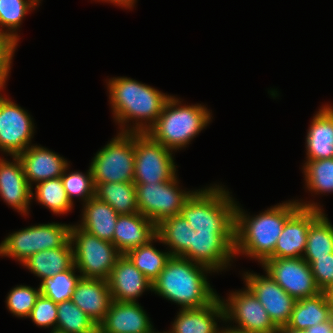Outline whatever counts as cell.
<instances>
[{
    "instance_id": "1",
    "label": "cell",
    "mask_w": 333,
    "mask_h": 333,
    "mask_svg": "<svg viewBox=\"0 0 333 333\" xmlns=\"http://www.w3.org/2000/svg\"><path fill=\"white\" fill-rule=\"evenodd\" d=\"M300 208L298 202H285L249 218L235 208L234 254L245 253L263 263L273 253L285 222Z\"/></svg>"
},
{
    "instance_id": "2",
    "label": "cell",
    "mask_w": 333,
    "mask_h": 333,
    "mask_svg": "<svg viewBox=\"0 0 333 333\" xmlns=\"http://www.w3.org/2000/svg\"><path fill=\"white\" fill-rule=\"evenodd\" d=\"M206 271L212 270L181 256H171L152 283L151 291L181 305V309L207 306L218 295L209 285L203 273Z\"/></svg>"
},
{
    "instance_id": "3",
    "label": "cell",
    "mask_w": 333,
    "mask_h": 333,
    "mask_svg": "<svg viewBox=\"0 0 333 333\" xmlns=\"http://www.w3.org/2000/svg\"><path fill=\"white\" fill-rule=\"evenodd\" d=\"M108 83L110 102L114 118L118 123L125 124L127 120L135 118L137 121L140 118V120L150 121L149 125L136 122L133 129L132 127L129 130L122 129L121 132L146 133L154 125L170 97L127 77L113 78Z\"/></svg>"
},
{
    "instance_id": "4",
    "label": "cell",
    "mask_w": 333,
    "mask_h": 333,
    "mask_svg": "<svg viewBox=\"0 0 333 333\" xmlns=\"http://www.w3.org/2000/svg\"><path fill=\"white\" fill-rule=\"evenodd\" d=\"M179 102L170 96L162 113L146 132L154 141L171 151L189 144L211 119L210 112L203 105L180 107Z\"/></svg>"
},
{
    "instance_id": "5",
    "label": "cell",
    "mask_w": 333,
    "mask_h": 333,
    "mask_svg": "<svg viewBox=\"0 0 333 333\" xmlns=\"http://www.w3.org/2000/svg\"><path fill=\"white\" fill-rule=\"evenodd\" d=\"M235 208L229 192L216 186L195 191L180 215L198 232H235Z\"/></svg>"
},
{
    "instance_id": "6",
    "label": "cell",
    "mask_w": 333,
    "mask_h": 333,
    "mask_svg": "<svg viewBox=\"0 0 333 333\" xmlns=\"http://www.w3.org/2000/svg\"><path fill=\"white\" fill-rule=\"evenodd\" d=\"M73 244L74 265L82 278L108 280L117 259L122 255L115 245L83 230L79 226L70 229Z\"/></svg>"
},
{
    "instance_id": "7",
    "label": "cell",
    "mask_w": 333,
    "mask_h": 333,
    "mask_svg": "<svg viewBox=\"0 0 333 333\" xmlns=\"http://www.w3.org/2000/svg\"><path fill=\"white\" fill-rule=\"evenodd\" d=\"M134 163V133L121 132L92 160L90 167L95 187L106 182H133Z\"/></svg>"
},
{
    "instance_id": "8",
    "label": "cell",
    "mask_w": 333,
    "mask_h": 333,
    "mask_svg": "<svg viewBox=\"0 0 333 333\" xmlns=\"http://www.w3.org/2000/svg\"><path fill=\"white\" fill-rule=\"evenodd\" d=\"M177 185L176 175L161 183H135L139 212L156 225L165 218L180 214L194 192L180 191Z\"/></svg>"
},
{
    "instance_id": "9",
    "label": "cell",
    "mask_w": 333,
    "mask_h": 333,
    "mask_svg": "<svg viewBox=\"0 0 333 333\" xmlns=\"http://www.w3.org/2000/svg\"><path fill=\"white\" fill-rule=\"evenodd\" d=\"M134 183H161L176 174L172 151L147 133H134Z\"/></svg>"
},
{
    "instance_id": "10",
    "label": "cell",
    "mask_w": 333,
    "mask_h": 333,
    "mask_svg": "<svg viewBox=\"0 0 333 333\" xmlns=\"http://www.w3.org/2000/svg\"><path fill=\"white\" fill-rule=\"evenodd\" d=\"M268 274L296 301L317 296V287L310 265L302 258H268L262 263Z\"/></svg>"
},
{
    "instance_id": "11",
    "label": "cell",
    "mask_w": 333,
    "mask_h": 333,
    "mask_svg": "<svg viewBox=\"0 0 333 333\" xmlns=\"http://www.w3.org/2000/svg\"><path fill=\"white\" fill-rule=\"evenodd\" d=\"M228 301H223L224 320L234 319L239 324L238 327L232 329L245 333L279 332L280 329L273 323L263 305L248 288L234 292Z\"/></svg>"
},
{
    "instance_id": "12",
    "label": "cell",
    "mask_w": 333,
    "mask_h": 333,
    "mask_svg": "<svg viewBox=\"0 0 333 333\" xmlns=\"http://www.w3.org/2000/svg\"><path fill=\"white\" fill-rule=\"evenodd\" d=\"M235 232H198L193 230L191 247L182 256L215 272L224 269L234 257Z\"/></svg>"
},
{
    "instance_id": "13",
    "label": "cell",
    "mask_w": 333,
    "mask_h": 333,
    "mask_svg": "<svg viewBox=\"0 0 333 333\" xmlns=\"http://www.w3.org/2000/svg\"><path fill=\"white\" fill-rule=\"evenodd\" d=\"M30 115L0 95V149L12 156L25 151L33 134Z\"/></svg>"
},
{
    "instance_id": "14",
    "label": "cell",
    "mask_w": 333,
    "mask_h": 333,
    "mask_svg": "<svg viewBox=\"0 0 333 333\" xmlns=\"http://www.w3.org/2000/svg\"><path fill=\"white\" fill-rule=\"evenodd\" d=\"M298 203L300 208L285 222L274 253L269 258L303 257L302 252H305L309 227L322 211L317 204Z\"/></svg>"
},
{
    "instance_id": "15",
    "label": "cell",
    "mask_w": 333,
    "mask_h": 333,
    "mask_svg": "<svg viewBox=\"0 0 333 333\" xmlns=\"http://www.w3.org/2000/svg\"><path fill=\"white\" fill-rule=\"evenodd\" d=\"M244 276L246 288L263 305L273 323L279 329L286 326L290 321L296 300L286 293L268 274L267 276H259L246 272Z\"/></svg>"
},
{
    "instance_id": "16",
    "label": "cell",
    "mask_w": 333,
    "mask_h": 333,
    "mask_svg": "<svg viewBox=\"0 0 333 333\" xmlns=\"http://www.w3.org/2000/svg\"><path fill=\"white\" fill-rule=\"evenodd\" d=\"M107 281L112 299L117 302H136L144 290H152V283L125 254L117 259Z\"/></svg>"
},
{
    "instance_id": "17",
    "label": "cell",
    "mask_w": 333,
    "mask_h": 333,
    "mask_svg": "<svg viewBox=\"0 0 333 333\" xmlns=\"http://www.w3.org/2000/svg\"><path fill=\"white\" fill-rule=\"evenodd\" d=\"M151 325L145 311L137 302L111 303L109 311L98 325V333H151Z\"/></svg>"
},
{
    "instance_id": "18",
    "label": "cell",
    "mask_w": 333,
    "mask_h": 333,
    "mask_svg": "<svg viewBox=\"0 0 333 333\" xmlns=\"http://www.w3.org/2000/svg\"><path fill=\"white\" fill-rule=\"evenodd\" d=\"M12 157L14 163L0 159V196L8 205L25 215L34 194L20 159L18 156Z\"/></svg>"
},
{
    "instance_id": "19",
    "label": "cell",
    "mask_w": 333,
    "mask_h": 333,
    "mask_svg": "<svg viewBox=\"0 0 333 333\" xmlns=\"http://www.w3.org/2000/svg\"><path fill=\"white\" fill-rule=\"evenodd\" d=\"M71 301L99 325L113 302L108 281L81 277Z\"/></svg>"
},
{
    "instance_id": "20",
    "label": "cell",
    "mask_w": 333,
    "mask_h": 333,
    "mask_svg": "<svg viewBox=\"0 0 333 333\" xmlns=\"http://www.w3.org/2000/svg\"><path fill=\"white\" fill-rule=\"evenodd\" d=\"M17 156L30 186L32 181L38 184L48 179L61 177L65 168L68 167L64 158L40 146L31 145Z\"/></svg>"
},
{
    "instance_id": "21",
    "label": "cell",
    "mask_w": 333,
    "mask_h": 333,
    "mask_svg": "<svg viewBox=\"0 0 333 333\" xmlns=\"http://www.w3.org/2000/svg\"><path fill=\"white\" fill-rule=\"evenodd\" d=\"M156 236V224L140 212L118 216L113 244L122 254L147 244Z\"/></svg>"
},
{
    "instance_id": "22",
    "label": "cell",
    "mask_w": 333,
    "mask_h": 333,
    "mask_svg": "<svg viewBox=\"0 0 333 333\" xmlns=\"http://www.w3.org/2000/svg\"><path fill=\"white\" fill-rule=\"evenodd\" d=\"M215 317L224 321L223 300L219 296L201 308L181 309L170 333H221Z\"/></svg>"
},
{
    "instance_id": "23",
    "label": "cell",
    "mask_w": 333,
    "mask_h": 333,
    "mask_svg": "<svg viewBox=\"0 0 333 333\" xmlns=\"http://www.w3.org/2000/svg\"><path fill=\"white\" fill-rule=\"evenodd\" d=\"M308 160L333 158V107L324 106L314 116L306 138Z\"/></svg>"
},
{
    "instance_id": "24",
    "label": "cell",
    "mask_w": 333,
    "mask_h": 333,
    "mask_svg": "<svg viewBox=\"0 0 333 333\" xmlns=\"http://www.w3.org/2000/svg\"><path fill=\"white\" fill-rule=\"evenodd\" d=\"M84 206L82 223L78 226L100 239L113 243L115 225L120 214L96 196L90 198Z\"/></svg>"
},
{
    "instance_id": "25",
    "label": "cell",
    "mask_w": 333,
    "mask_h": 333,
    "mask_svg": "<svg viewBox=\"0 0 333 333\" xmlns=\"http://www.w3.org/2000/svg\"><path fill=\"white\" fill-rule=\"evenodd\" d=\"M23 264L42 280L72 268L74 255L70 239L62 247L34 253Z\"/></svg>"
},
{
    "instance_id": "26",
    "label": "cell",
    "mask_w": 333,
    "mask_h": 333,
    "mask_svg": "<svg viewBox=\"0 0 333 333\" xmlns=\"http://www.w3.org/2000/svg\"><path fill=\"white\" fill-rule=\"evenodd\" d=\"M333 310L325 292L295 302L289 323L283 328L305 331L307 328L329 320Z\"/></svg>"
},
{
    "instance_id": "27",
    "label": "cell",
    "mask_w": 333,
    "mask_h": 333,
    "mask_svg": "<svg viewBox=\"0 0 333 333\" xmlns=\"http://www.w3.org/2000/svg\"><path fill=\"white\" fill-rule=\"evenodd\" d=\"M193 229L180 214L163 219L156 225V239L172 248L171 256H183L191 247Z\"/></svg>"
},
{
    "instance_id": "28",
    "label": "cell",
    "mask_w": 333,
    "mask_h": 333,
    "mask_svg": "<svg viewBox=\"0 0 333 333\" xmlns=\"http://www.w3.org/2000/svg\"><path fill=\"white\" fill-rule=\"evenodd\" d=\"M95 196L111 205L118 214L139 212L134 182H106L95 187Z\"/></svg>"
},
{
    "instance_id": "29",
    "label": "cell",
    "mask_w": 333,
    "mask_h": 333,
    "mask_svg": "<svg viewBox=\"0 0 333 333\" xmlns=\"http://www.w3.org/2000/svg\"><path fill=\"white\" fill-rule=\"evenodd\" d=\"M155 239L156 236L147 244L133 248L125 254L151 283L158 278L171 257L169 252H160L152 246L151 242Z\"/></svg>"
},
{
    "instance_id": "30",
    "label": "cell",
    "mask_w": 333,
    "mask_h": 333,
    "mask_svg": "<svg viewBox=\"0 0 333 333\" xmlns=\"http://www.w3.org/2000/svg\"><path fill=\"white\" fill-rule=\"evenodd\" d=\"M56 330L64 333H98V325L68 300L57 304Z\"/></svg>"
},
{
    "instance_id": "31",
    "label": "cell",
    "mask_w": 333,
    "mask_h": 333,
    "mask_svg": "<svg viewBox=\"0 0 333 333\" xmlns=\"http://www.w3.org/2000/svg\"><path fill=\"white\" fill-rule=\"evenodd\" d=\"M303 257H323L333 253V225L321 214L309 227Z\"/></svg>"
},
{
    "instance_id": "32",
    "label": "cell",
    "mask_w": 333,
    "mask_h": 333,
    "mask_svg": "<svg viewBox=\"0 0 333 333\" xmlns=\"http://www.w3.org/2000/svg\"><path fill=\"white\" fill-rule=\"evenodd\" d=\"M35 193L38 202L55 214L67 213L73 206L67 197L61 177L38 183Z\"/></svg>"
},
{
    "instance_id": "33",
    "label": "cell",
    "mask_w": 333,
    "mask_h": 333,
    "mask_svg": "<svg viewBox=\"0 0 333 333\" xmlns=\"http://www.w3.org/2000/svg\"><path fill=\"white\" fill-rule=\"evenodd\" d=\"M75 265L50 278L42 280L39 288L41 294L52 299L55 303L71 300L73 291L81 276L75 275Z\"/></svg>"
},
{
    "instance_id": "34",
    "label": "cell",
    "mask_w": 333,
    "mask_h": 333,
    "mask_svg": "<svg viewBox=\"0 0 333 333\" xmlns=\"http://www.w3.org/2000/svg\"><path fill=\"white\" fill-rule=\"evenodd\" d=\"M36 253L35 226L10 234L0 244V255L14 257L21 263Z\"/></svg>"
},
{
    "instance_id": "35",
    "label": "cell",
    "mask_w": 333,
    "mask_h": 333,
    "mask_svg": "<svg viewBox=\"0 0 333 333\" xmlns=\"http://www.w3.org/2000/svg\"><path fill=\"white\" fill-rule=\"evenodd\" d=\"M40 0H0V26L8 27V32L0 30V35L13 39L18 43V35L14 31L18 29L22 18L31 8L38 5ZM12 30V31H11Z\"/></svg>"
},
{
    "instance_id": "36",
    "label": "cell",
    "mask_w": 333,
    "mask_h": 333,
    "mask_svg": "<svg viewBox=\"0 0 333 333\" xmlns=\"http://www.w3.org/2000/svg\"><path fill=\"white\" fill-rule=\"evenodd\" d=\"M304 174L309 190L333 192V158L307 160Z\"/></svg>"
},
{
    "instance_id": "37",
    "label": "cell",
    "mask_w": 333,
    "mask_h": 333,
    "mask_svg": "<svg viewBox=\"0 0 333 333\" xmlns=\"http://www.w3.org/2000/svg\"><path fill=\"white\" fill-rule=\"evenodd\" d=\"M71 225L49 223L35 225L36 253L62 247L70 239Z\"/></svg>"
},
{
    "instance_id": "38",
    "label": "cell",
    "mask_w": 333,
    "mask_h": 333,
    "mask_svg": "<svg viewBox=\"0 0 333 333\" xmlns=\"http://www.w3.org/2000/svg\"><path fill=\"white\" fill-rule=\"evenodd\" d=\"M67 167L64 173L61 175V180L66 191L68 199L73 203V196H79L84 199L86 203L90 198L95 196V184L93 181V175L91 167L87 175L80 172H72L66 174Z\"/></svg>"
},
{
    "instance_id": "39",
    "label": "cell",
    "mask_w": 333,
    "mask_h": 333,
    "mask_svg": "<svg viewBox=\"0 0 333 333\" xmlns=\"http://www.w3.org/2000/svg\"><path fill=\"white\" fill-rule=\"evenodd\" d=\"M40 294V288L36 290L30 286H17L7 296V308L14 315L26 318L30 315Z\"/></svg>"
},
{
    "instance_id": "40",
    "label": "cell",
    "mask_w": 333,
    "mask_h": 333,
    "mask_svg": "<svg viewBox=\"0 0 333 333\" xmlns=\"http://www.w3.org/2000/svg\"><path fill=\"white\" fill-rule=\"evenodd\" d=\"M311 267L315 283L321 292L333 285V253L323 257H302Z\"/></svg>"
},
{
    "instance_id": "41",
    "label": "cell",
    "mask_w": 333,
    "mask_h": 333,
    "mask_svg": "<svg viewBox=\"0 0 333 333\" xmlns=\"http://www.w3.org/2000/svg\"><path fill=\"white\" fill-rule=\"evenodd\" d=\"M28 317L40 327L53 325V330H55L57 324V303L40 294Z\"/></svg>"
},
{
    "instance_id": "42",
    "label": "cell",
    "mask_w": 333,
    "mask_h": 333,
    "mask_svg": "<svg viewBox=\"0 0 333 333\" xmlns=\"http://www.w3.org/2000/svg\"><path fill=\"white\" fill-rule=\"evenodd\" d=\"M17 42L0 35V90L4 88Z\"/></svg>"
},
{
    "instance_id": "43",
    "label": "cell",
    "mask_w": 333,
    "mask_h": 333,
    "mask_svg": "<svg viewBox=\"0 0 333 333\" xmlns=\"http://www.w3.org/2000/svg\"><path fill=\"white\" fill-rule=\"evenodd\" d=\"M306 333H333V316L322 323L309 327L305 330Z\"/></svg>"
},
{
    "instance_id": "44",
    "label": "cell",
    "mask_w": 333,
    "mask_h": 333,
    "mask_svg": "<svg viewBox=\"0 0 333 333\" xmlns=\"http://www.w3.org/2000/svg\"><path fill=\"white\" fill-rule=\"evenodd\" d=\"M104 1H110L111 3L117 4L118 6H125L126 8L132 7V5L135 2V0H104Z\"/></svg>"
},
{
    "instance_id": "45",
    "label": "cell",
    "mask_w": 333,
    "mask_h": 333,
    "mask_svg": "<svg viewBox=\"0 0 333 333\" xmlns=\"http://www.w3.org/2000/svg\"><path fill=\"white\" fill-rule=\"evenodd\" d=\"M327 295V299L329 302V305L331 306L332 310H333V285L330 286L326 291H324Z\"/></svg>"
},
{
    "instance_id": "46",
    "label": "cell",
    "mask_w": 333,
    "mask_h": 333,
    "mask_svg": "<svg viewBox=\"0 0 333 333\" xmlns=\"http://www.w3.org/2000/svg\"><path fill=\"white\" fill-rule=\"evenodd\" d=\"M278 333H306V332L301 330H295L292 328H281Z\"/></svg>"
},
{
    "instance_id": "47",
    "label": "cell",
    "mask_w": 333,
    "mask_h": 333,
    "mask_svg": "<svg viewBox=\"0 0 333 333\" xmlns=\"http://www.w3.org/2000/svg\"><path fill=\"white\" fill-rule=\"evenodd\" d=\"M221 333H245V332L237 331L235 329H232V327H230V328L222 330Z\"/></svg>"
},
{
    "instance_id": "48",
    "label": "cell",
    "mask_w": 333,
    "mask_h": 333,
    "mask_svg": "<svg viewBox=\"0 0 333 333\" xmlns=\"http://www.w3.org/2000/svg\"><path fill=\"white\" fill-rule=\"evenodd\" d=\"M51 333H64V332L58 331L56 329L55 330L52 329Z\"/></svg>"
},
{
    "instance_id": "49",
    "label": "cell",
    "mask_w": 333,
    "mask_h": 333,
    "mask_svg": "<svg viewBox=\"0 0 333 333\" xmlns=\"http://www.w3.org/2000/svg\"><path fill=\"white\" fill-rule=\"evenodd\" d=\"M151 333H156V332H154V330H153ZM157 333H159V332H157ZM163 333H170V332L168 331V332H163Z\"/></svg>"
}]
</instances>
